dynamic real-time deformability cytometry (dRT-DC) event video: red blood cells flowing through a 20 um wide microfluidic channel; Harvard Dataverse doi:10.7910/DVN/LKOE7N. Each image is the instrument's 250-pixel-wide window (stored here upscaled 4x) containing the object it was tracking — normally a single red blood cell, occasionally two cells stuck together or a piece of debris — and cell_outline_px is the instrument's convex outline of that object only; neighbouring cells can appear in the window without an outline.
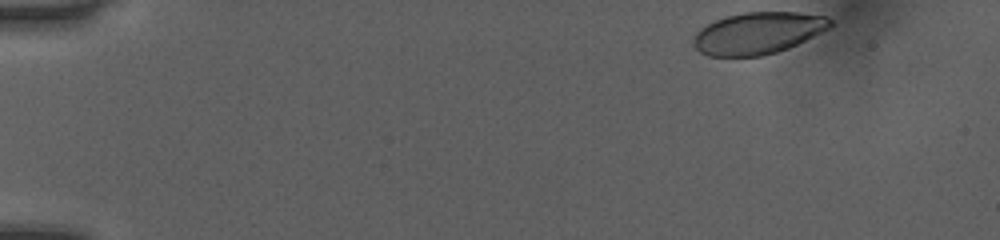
{"species": "human", "species_latin": "Homo sapiens", "temperature_condition": "room temperature", "stored_images_in_passage": 41, "camera_frame_rate_fps": 3000, "um_per_image_px": 0.085, "donor": {"sex": "female"}, "frame": {"image": 1, "passage_image": 1, "time_ms": 0.0, "image_size_px": [1000, 240], "cell_outline_px": [[832, 24], [828, 28], [788, 48], [776, 52], [760, 56], [708, 56], [700, 52], [696, 48], [692, 40], [696, 32], [700, 28], [724, 16], [744, 12], [796, 12], [824, 16], [832, 20]], "centroid_in_image_um": [64.38, 2.81], "position_along_channel_um": 20.6, "area_um2": 33.06}}
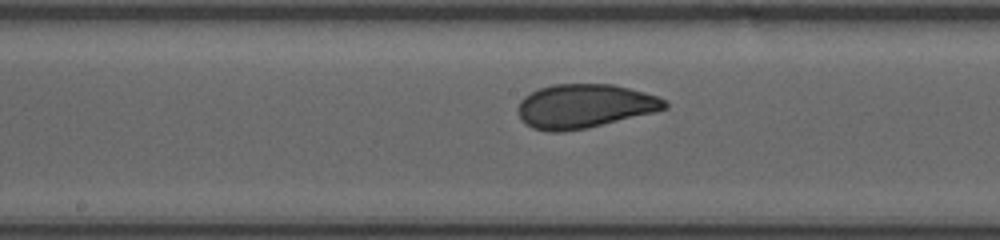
{"frame": {"image": 2, "passage_image": 23, "time_ms": 7.333, "image_size_px": [1000, 240], "cell_outline_px": [[668, 108], [656, 112], [588, 128], [560, 132], [548, 132], [532, 128], [520, 116], [520, 100], [524, 96], [540, 88], [552, 84], [612, 84], [644, 92], [668, 100]], "centroid_in_image_um": [49.74, 9.02], "position_along_channel_um": 198.5, "area_um2": 37.51}}
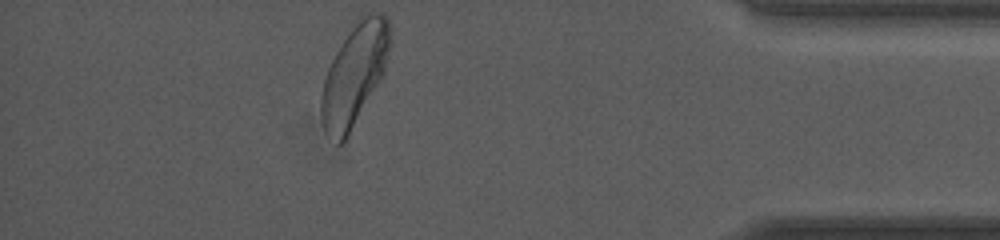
{"frame": {"image": 3, "passage_image": 41, "time_ms": 13.333, "image_size_px": [1000, 240], "cell_outline_px": [[392, 40], [384, 72], [344, 144], [336, 144], [324, 128], [320, 116], [320, 96], [324, 80], [328, 68], [336, 52], [356, 16], [364, 12], [380, 12], [392, 24]], "centroid_in_image_um": [30.14, 6.27], "position_along_channel_um": 405.1, "area_um2": 41.27}, "authors_computed_cell_mechanics": {"area_um2": 36.8186, "velocity_mm_per_s": 4.0466, "shape_relaxation_time_tau1_ms": 4.0823, "shape_relaxation_time_tau2_ms": null, "deformation_change_tau1": 0.1239, "deformation_change_tau2": null}}